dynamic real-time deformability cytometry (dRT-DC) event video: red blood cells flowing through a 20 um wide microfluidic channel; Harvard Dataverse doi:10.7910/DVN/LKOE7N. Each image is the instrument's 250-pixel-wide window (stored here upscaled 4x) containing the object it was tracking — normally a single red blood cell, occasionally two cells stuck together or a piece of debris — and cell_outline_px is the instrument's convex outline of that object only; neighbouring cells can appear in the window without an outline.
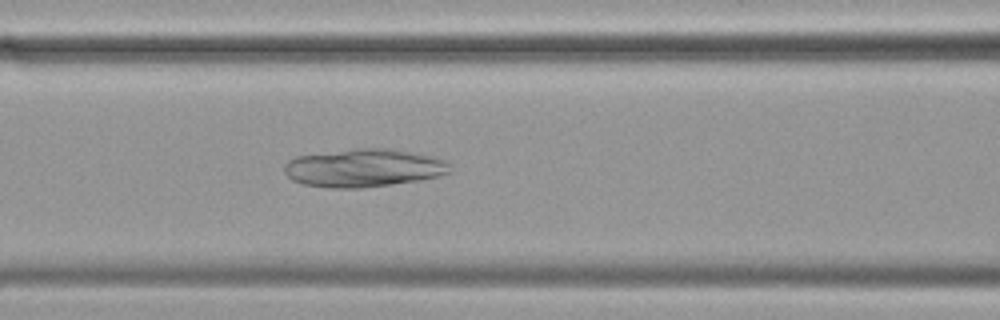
{"species": "common noctule bat (a hibernating species)", "species_latin": "Nyctalus noctula", "temperature_condition": "cold", "stored_images_in_passage": 46, "camera_frame_rate_fps": 3000, "um_per_image_px": 0.085, "animal": {"sex": "female", "body_mass_g": 19.9}, "frame": {"image": 1, "passage_image": 13, "time_ms": 4.0, "image_size_px": [1000, 320], "cell_outline_px": [[452, 172], [440, 176], [420, 180], [392, 184], [360, 188], [332, 188], [304, 184], [292, 180], [284, 172], [284, 164], [288, 160], [296, 156], [356, 148], [392, 148], [432, 156], [444, 160], [452, 168]], "centroid_in_image_um": [30.93, 14.27], "position_along_channel_um": 135.7, "area_um2": 36.93}}
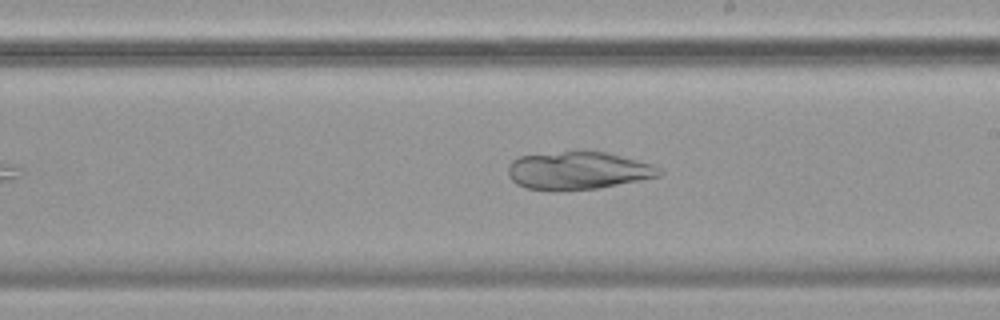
{"frame": {"image": 2, "passage_image": 22, "time_ms": 7.0, "image_size_px": [1000, 320], "cell_outline_px": [[664, 172], [660, 176], [600, 188], [524, 188], [516, 184], [508, 176], [508, 168], [512, 160], [520, 156], [584, 148], [604, 152], [652, 164], [660, 168]], "centroid_in_image_um": [49.15, 14.44], "position_along_channel_um": 239.8, "area_um2": 33.18}}
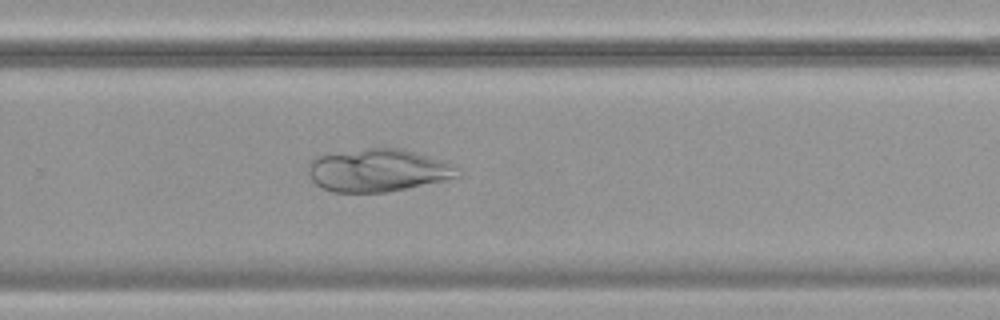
{"frame": {"image": 3, "passage_image": 27, "time_ms": 8.667, "image_size_px": [1000, 320], "cell_outline_px": [[460, 176], [444, 180], [408, 188], [384, 192], [332, 192], [320, 188], [308, 176], [308, 164], [316, 156], [364, 148], [404, 148], [444, 160], [460, 168]], "centroid_in_image_um": [32.13, 14.47], "position_along_channel_um": 297.7, "area_um2": 37.57}}